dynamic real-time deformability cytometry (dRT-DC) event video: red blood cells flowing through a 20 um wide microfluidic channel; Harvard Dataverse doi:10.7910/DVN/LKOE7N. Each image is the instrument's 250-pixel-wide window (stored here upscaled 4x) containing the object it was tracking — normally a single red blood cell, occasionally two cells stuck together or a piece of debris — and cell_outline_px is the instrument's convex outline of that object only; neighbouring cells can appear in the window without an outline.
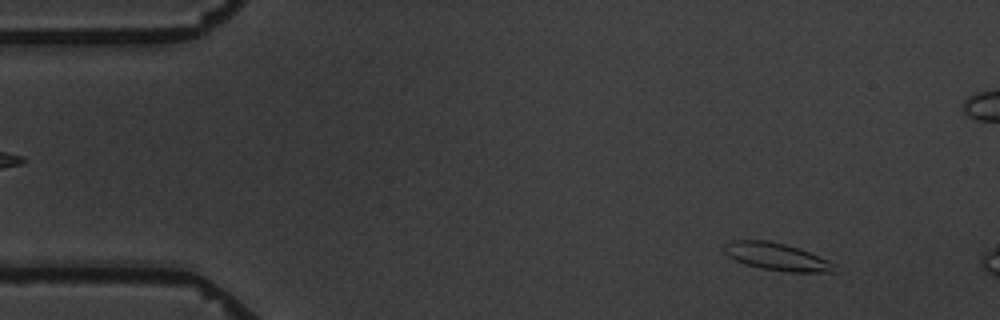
{"species": "common noctule bat (a hibernating species)", "species_latin": "Nyctalus noctula", "temperature_condition": "warm", "stored_images_in_passage": 3, "camera_frame_rate_fps": 3000, "um_per_image_px": 0.085, "animal": {"sex": "male", "body_mass_g": 19.5, "forearm_length_mm": 54.6}, "frame": {"image": 1, "passage_image": 1, "time_ms": 0.0, "image_size_px": [1000, 320], "cell_outline_px": [[836, 272], [788, 272], [760, 268], [736, 260], [728, 256], [724, 252], [724, 244], [732, 240], [764, 240], [784, 244], [808, 252], [828, 260], [836, 264]], "centroid_in_image_um": [66.03, 21.83], "position_along_channel_um": 19.0, "area_um2": 17.4}}